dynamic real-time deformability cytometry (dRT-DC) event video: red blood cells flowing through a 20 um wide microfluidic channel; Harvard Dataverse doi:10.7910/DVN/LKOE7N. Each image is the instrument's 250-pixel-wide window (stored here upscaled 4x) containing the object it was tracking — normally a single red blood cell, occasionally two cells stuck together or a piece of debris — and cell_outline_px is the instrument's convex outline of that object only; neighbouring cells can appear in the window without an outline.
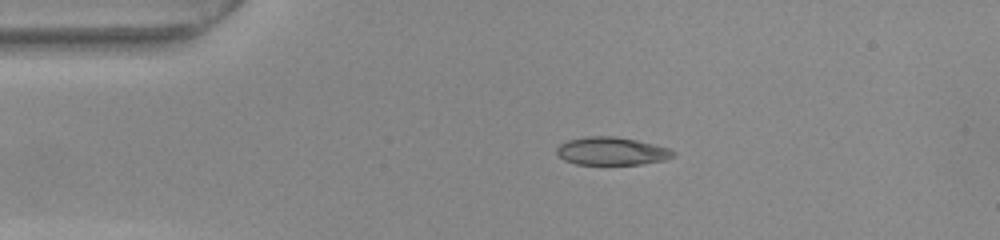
{"species": "common noctule bat (a hibernating species)", "species_latin": "Nyctalus noctula", "temperature_condition": "warm", "stored_images_in_passage": 53, "camera_frame_rate_fps": 3000, "um_per_image_px": 0.085, "animal": {"sex": "female", "body_mass_g": 22.0, "forearm_length_mm": 56.7}, "frame": {"image": 1, "passage_image": 11, "time_ms": 3.333, "image_size_px": [1000, 240], "cell_outline_px": [[676, 152], [672, 156], [664, 160], [640, 164], [576, 164], [564, 160], [556, 152], [556, 148], [560, 144], [568, 140], [588, 136], [616, 136], [636, 140], [668, 148]], "centroid_in_image_um": [51.96, 12.84], "position_along_channel_um": 33.0, "area_um2": 18.79}}
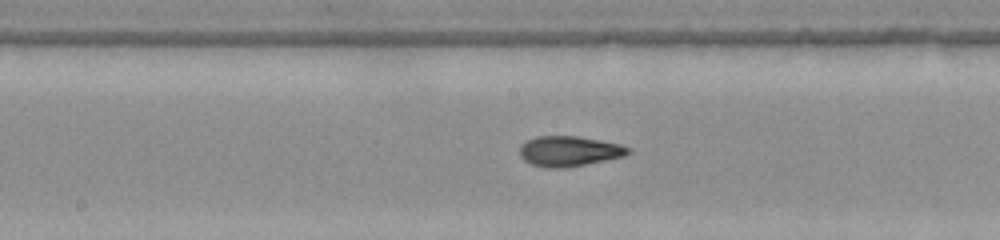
{"frame": {"image": 2, "passage_image": 27, "time_ms": 8.667, "image_size_px": [1000, 240], "cell_outline_px": [[632, 152], [624, 156], [568, 168], [544, 168], [532, 164], [524, 160], [520, 156], [520, 144], [536, 136], [576, 136], [600, 140], [620, 144], [628, 148]], "centroid_in_image_um": [48.36, 12.86], "position_along_channel_um": 199.8, "area_um2": 19.19}}
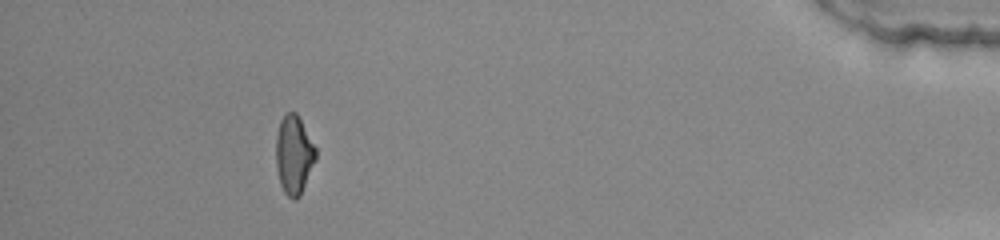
{"frame": {"image": 3, "passage_image": 48, "time_ms": 15.667, "image_size_px": [1000, 240], "cell_outline_px": [[316, 160], [300, 196], [296, 200], [292, 200], [284, 192], [280, 184], [276, 168], [276, 136], [280, 120], [288, 112], [296, 112], [316, 148]], "centroid_in_image_um": [24.98, 13.19], "position_along_channel_um": 410.2, "area_um2": 18.26}, "authors_computed_cell_mechanics": {"area_um2": 18.785, "velocity_mm_per_s": 3.8933, "shape_relaxation_time_tau1_ms": null, "shape_relaxation_time_tau2_ms": 1.2598, "deformation_change_tau1": null, "deformation_change_tau2": 0.0668}}